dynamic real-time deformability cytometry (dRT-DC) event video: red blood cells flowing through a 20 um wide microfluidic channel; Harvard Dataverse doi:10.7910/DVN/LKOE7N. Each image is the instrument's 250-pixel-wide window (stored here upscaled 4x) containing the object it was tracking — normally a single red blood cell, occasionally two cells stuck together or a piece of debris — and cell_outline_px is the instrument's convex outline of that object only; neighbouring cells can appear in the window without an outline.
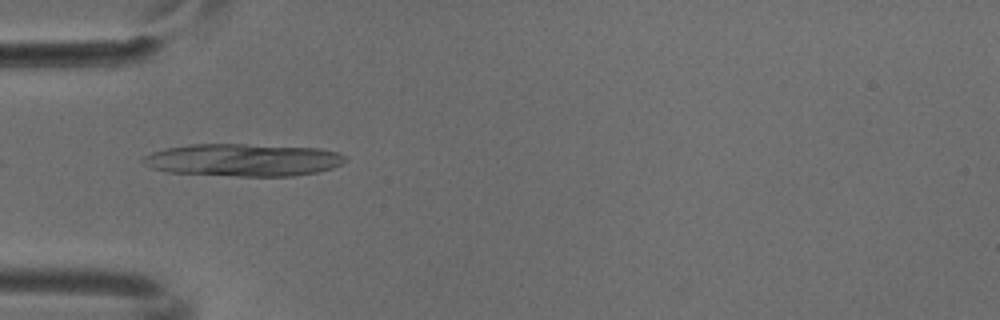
{"species": "common noctule bat (a hibernating species)", "species_latin": "Nyctalus noctula", "temperature_condition": "cold", "stored_images_in_passage": 3, "camera_frame_rate_fps": 3000, "um_per_image_px": 0.085, "animal": {"sex": "male", "body_mass_g": 18.8}, "frame": {"image": 1, "passage_image": 3, "time_ms": 0.667, "image_size_px": [1000, 320], "cell_outline_px": [[348, 160], [332, 168], [316, 172], [296, 176], [236, 176], [168, 172], [152, 168], [144, 164], [140, 160], [144, 156], [152, 152], [164, 148], [188, 144], [244, 144], [320, 148], [336, 152], [348, 156]], "centroid_in_image_um": [20.67, 13.59], "position_along_channel_um": 64.3, "area_um2": 38.55}}